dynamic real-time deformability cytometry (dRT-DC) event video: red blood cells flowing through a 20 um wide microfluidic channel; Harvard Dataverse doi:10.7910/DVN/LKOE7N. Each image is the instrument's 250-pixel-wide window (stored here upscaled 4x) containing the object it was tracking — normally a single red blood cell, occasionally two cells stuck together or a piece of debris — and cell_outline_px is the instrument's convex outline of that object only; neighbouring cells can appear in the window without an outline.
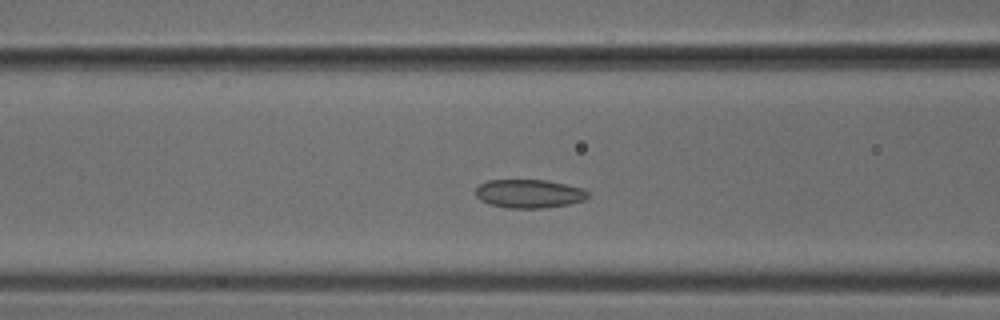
{"species": "common noctule bat (a hibernating species)", "species_latin": "Nyctalus noctula", "temperature_condition": "cold", "stored_images_in_passage": 38, "camera_frame_rate_fps": 3000, "um_per_image_px": 0.085, "animal": {"sex": "male", "body_mass_g": 18.8}, "frame": {"image": 1, "passage_image": 8, "time_ms": 2.333, "image_size_px": [1000, 320], "cell_outline_px": [[588, 196], [584, 200], [568, 204], [544, 208], [508, 208], [488, 204], [480, 200], [476, 196], [476, 188], [480, 184], [488, 180], [548, 180], [584, 188], [588, 192]], "centroid_in_image_um": [44.97, 16.46], "position_along_channel_um": 121.6, "area_um2": 18.79}}
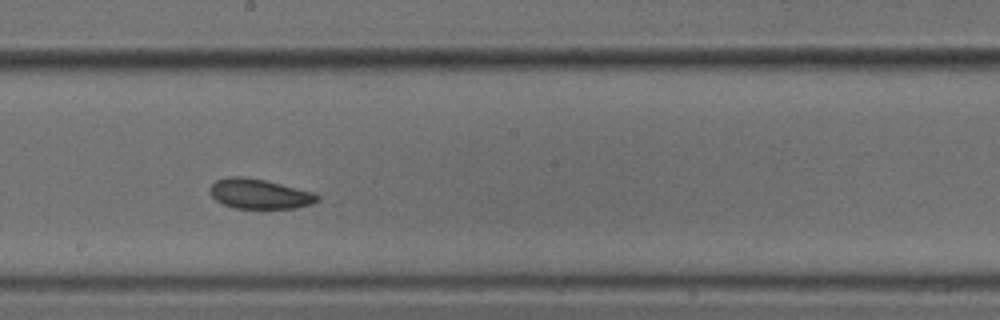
{"frame": {"image": 2, "passage_image": 16, "time_ms": 5.0, "image_size_px": [1000, 320], "cell_outline_px": [[320, 200], [312, 204], [296, 208], [236, 208], [224, 204], [216, 200], [212, 196], [212, 184], [216, 180], [228, 176], [240, 176], [264, 180], [312, 192], [320, 196]], "centroid_in_image_um": [22.08, 16.48], "position_along_channel_um": 226.1, "area_um2": 18.38}}
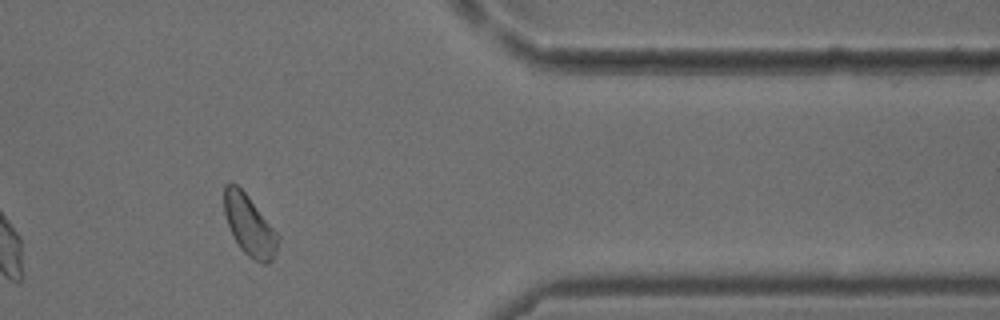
{"frame": {"image": 3, "passage_image": 30, "time_ms": 9.667, "image_size_px": [1000, 320], "cell_outline_px": [[280, 240], [276, 252], [272, 260], [268, 264], [264, 264], [248, 256], [240, 248], [228, 224], [224, 212], [224, 184], [236, 184], [248, 196], [280, 236]], "centroid_in_image_um": [21.22, 19.18], "position_along_channel_um": 390.2, "area_um2": 18.73}}